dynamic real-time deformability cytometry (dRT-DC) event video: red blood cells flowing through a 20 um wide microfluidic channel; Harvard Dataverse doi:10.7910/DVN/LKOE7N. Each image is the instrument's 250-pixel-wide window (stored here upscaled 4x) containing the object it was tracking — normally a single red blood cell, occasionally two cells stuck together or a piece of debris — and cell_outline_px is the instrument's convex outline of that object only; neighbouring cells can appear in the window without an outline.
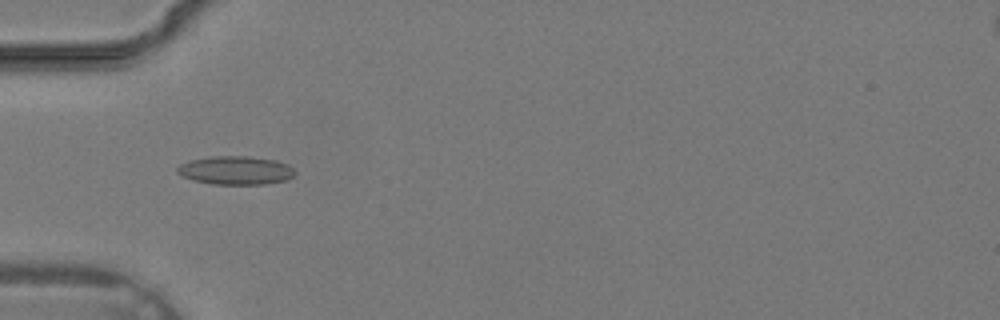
{"species": "common noctule bat (a hibernating species)", "species_latin": "Nyctalus noctula", "temperature_condition": "warm", "stored_images_in_passage": 35, "camera_frame_rate_fps": 3000, "um_per_image_px": 0.085, "animal": {"sex": "male", "body_mass_g": 19.2, "forearm_length_mm": 51.8}, "frame": {"image": 1, "passage_image": 11, "time_ms": 3.333, "image_size_px": [1000, 320], "cell_outline_px": [[296, 172], [292, 176], [284, 180], [264, 184], [212, 184], [192, 180], [176, 172], [176, 168], [180, 164], [188, 160], [212, 156], [248, 156], [276, 160], [288, 164]], "centroid_in_image_um": [20.0, 14.47], "position_along_channel_um": 65.0, "area_um2": 19.54}}
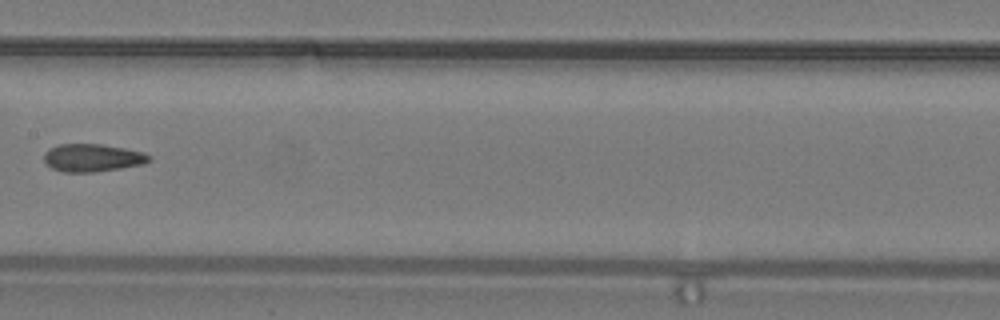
{"frame": {"image": 2, "passage_image": 18, "time_ms": 5.667, "image_size_px": [1000, 320], "cell_outline_px": [[152, 160], [144, 164], [96, 172], [64, 172], [52, 168], [44, 160], [44, 152], [48, 148], [60, 144], [100, 144], [124, 148], [144, 152], [152, 156]], "centroid_in_image_um": [7.88, 13.41], "position_along_channel_um": 199.5, "area_um2": 17.11}}
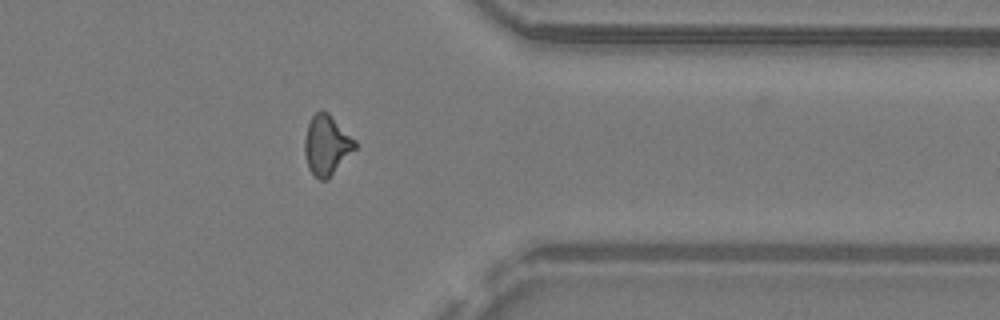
{"frame": {"image": 3, "passage_image": 28, "time_ms": 9.0, "image_size_px": [1000, 320], "cell_outline_px": [[356, 148], [328, 180], [320, 180], [308, 168], [304, 152], [304, 136], [308, 124], [312, 116], [320, 108], [328, 112], [356, 140]], "centroid_in_image_um": [27.76, 12.32], "position_along_channel_um": 383.6, "area_um2": 17.74}}